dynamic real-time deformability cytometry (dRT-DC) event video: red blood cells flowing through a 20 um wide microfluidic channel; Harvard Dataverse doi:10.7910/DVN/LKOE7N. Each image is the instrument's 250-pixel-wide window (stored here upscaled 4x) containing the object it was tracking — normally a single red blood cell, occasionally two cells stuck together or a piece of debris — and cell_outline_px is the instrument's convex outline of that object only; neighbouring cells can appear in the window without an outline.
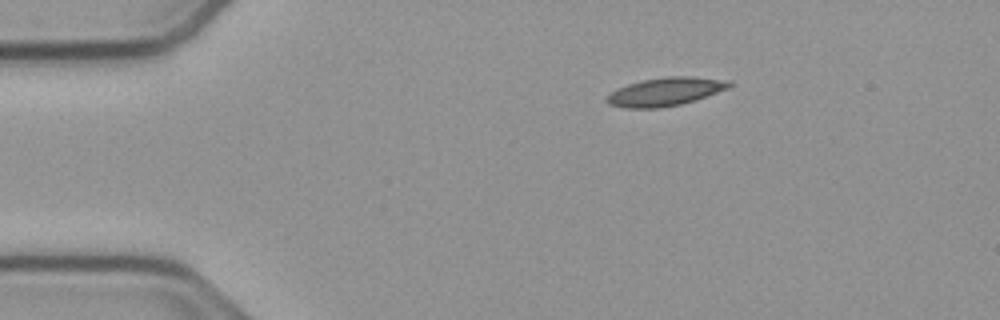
{"species": "common noctule bat (a hibernating species)", "species_latin": "Nyctalus noctula", "temperature_condition": "cold", "stored_images_in_passage": 46, "camera_frame_rate_fps": 3000, "um_per_image_px": 0.085, "animal": {"sex": "male", "body_mass_g": 23.1, "forearm_length_mm": 52.7}, "frame": {"image": 1, "passage_image": 1, "time_ms": 0.0, "image_size_px": [1000, 320], "cell_outline_px": [[732, 84], [728, 88], [696, 100], [680, 104], [656, 108], [628, 108], [608, 104], [604, 100], [612, 92], [628, 84], [640, 80], [668, 76], [696, 76], [732, 80]], "centroid_in_image_um": [56.6, 7.77], "position_along_channel_um": 28.4, "area_um2": 20.23}}
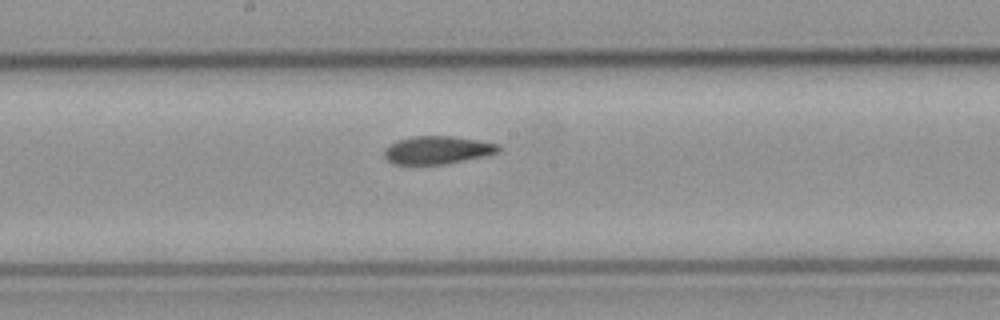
{"frame": {"image": 2, "passage_image": 20, "time_ms": 6.333, "image_size_px": [1000, 320], "cell_outline_px": [[500, 152], [484, 156], [444, 164], [392, 164], [384, 156], [384, 148], [388, 144], [396, 140], [412, 136], [452, 136], [500, 144]], "centroid_in_image_um": [37.14, 12.75], "position_along_channel_um": 211.1, "area_um2": 18.67}}
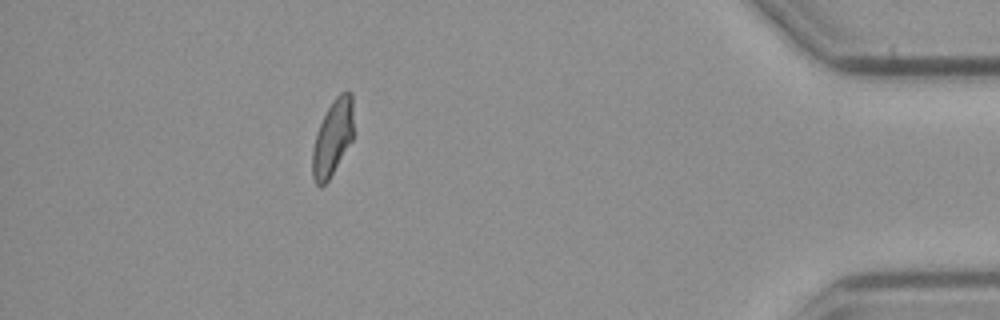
{"frame": {"image": 3, "passage_image": 40, "time_ms": 13.0, "image_size_px": [1000, 320], "cell_outline_px": [[352, 140], [328, 180], [324, 184], [316, 184], [312, 176], [312, 148], [316, 132], [332, 100], [340, 92], [348, 88], [352, 92]], "centroid_in_image_um": [28.26, 11.65], "position_along_channel_um": 406.9, "area_um2": 18.03}, "authors_computed_cell_mechanics": {"area_um2": 19.074, "velocity_mm_per_s": 3.7778, "shape_relaxation_time_tau1_ms": null, "shape_relaxation_time_tau2_ms": 3.0184, "deformation_change_tau1": null, "deformation_change_tau2": 0.0827}}